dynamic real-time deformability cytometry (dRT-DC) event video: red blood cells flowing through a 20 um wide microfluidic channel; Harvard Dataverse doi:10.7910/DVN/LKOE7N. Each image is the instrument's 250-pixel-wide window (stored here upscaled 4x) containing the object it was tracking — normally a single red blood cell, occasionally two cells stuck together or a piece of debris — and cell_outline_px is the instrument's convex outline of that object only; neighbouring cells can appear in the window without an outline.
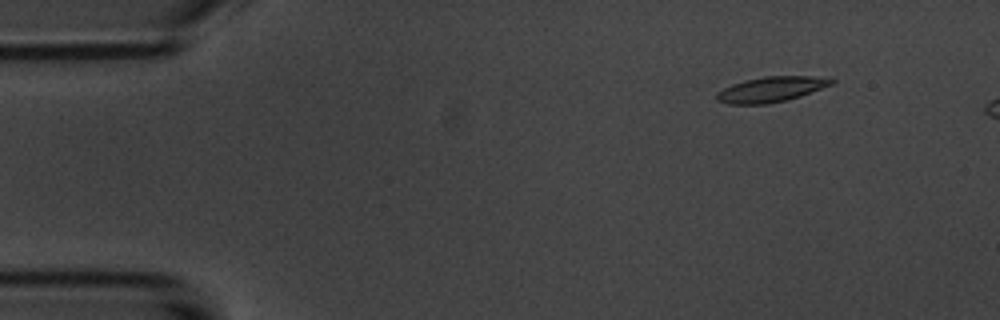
{"species": "common noctule bat (a hibernating species)", "species_latin": "Nyctalus noctula", "temperature_condition": "room temperature", "stored_images_in_passage": 4, "camera_frame_rate_fps": 3000, "um_per_image_px": 0.085, "animal": {"sex": "male", "body_mass_g": 20.1, "forearm_length_mm": 53.5}, "frame": {"image": 1, "passage_image": 1, "time_ms": 0.0, "image_size_px": [1000, 320], "cell_outline_px": [[836, 80], [832, 84], [800, 96], [788, 100], [768, 104], [728, 104], [716, 100], [716, 92], [732, 84], [764, 76], [832, 76]], "centroid_in_image_um": [65.59, 7.59], "position_along_channel_um": 19.4, "area_um2": 17.05}}